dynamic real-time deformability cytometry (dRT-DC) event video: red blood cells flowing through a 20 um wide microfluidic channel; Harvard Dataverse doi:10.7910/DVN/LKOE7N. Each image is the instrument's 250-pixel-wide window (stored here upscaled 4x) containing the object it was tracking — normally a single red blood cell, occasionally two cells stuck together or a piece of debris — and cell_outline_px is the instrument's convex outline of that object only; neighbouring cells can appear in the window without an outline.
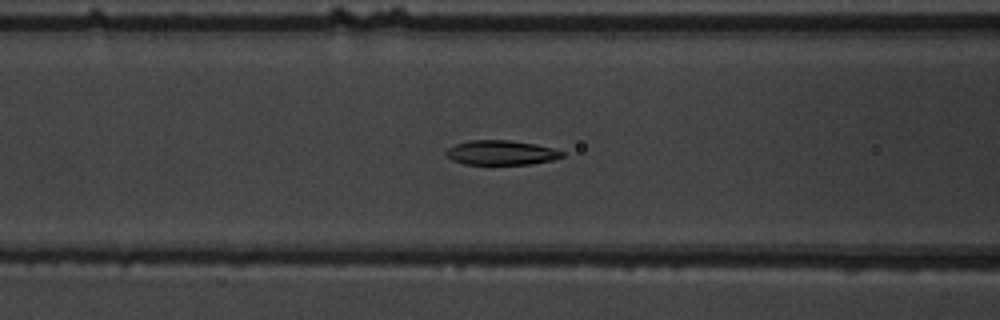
{"species": "common noctule bat (a hibernating species)", "species_latin": "Nyctalus noctula", "temperature_condition": "warm", "stored_images_in_passage": 57, "camera_frame_rate_fps": 3000, "um_per_image_px": 0.085, "animal": {"sex": "male", "body_mass_g": 19.5, "forearm_length_mm": 54.6}, "frame": {"image": 1, "passage_image": 25, "time_ms": 8.0, "image_size_px": [1000, 320], "cell_outline_px": [[564, 156], [552, 160], [528, 164], [464, 164], [452, 160], [444, 152], [448, 148], [456, 144], [468, 140], [508, 140], [536, 144], [552, 148], [564, 152]], "centroid_in_image_um": [42.58, 12.97], "position_along_channel_um": 124.0, "area_um2": 16.53}}
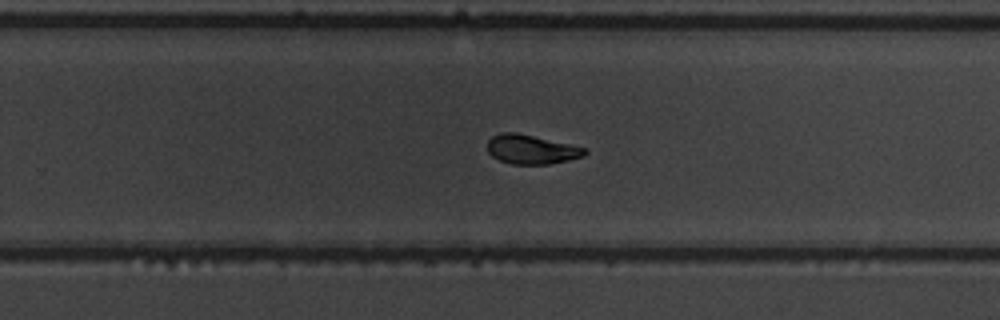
{"frame": {"image": 2, "passage_image": 38, "time_ms": 12.333, "image_size_px": [1000, 320], "cell_outline_px": [[588, 152], [584, 156], [568, 160], [548, 164], [512, 164], [500, 160], [492, 156], [488, 152], [488, 140], [492, 136], [500, 132], [516, 132], [568, 144], [584, 148]], "centroid_in_image_um": [45.13, 12.7], "position_along_channel_um": 284.7, "area_um2": 16.36}}
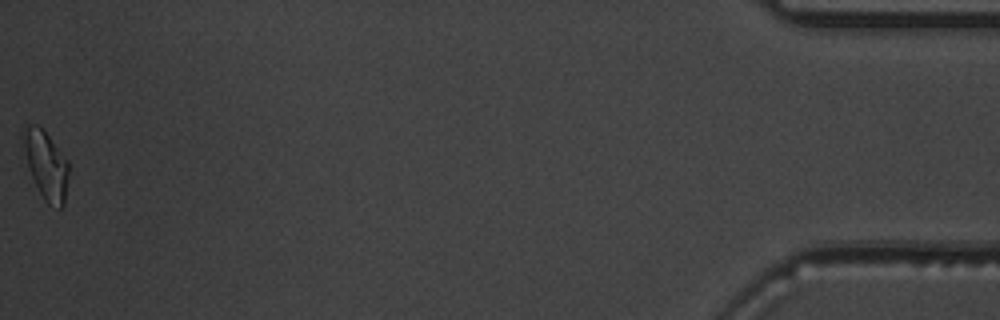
{"frame": {"image": 3, "passage_image": 57, "time_ms": 18.667, "image_size_px": [1000, 320], "cell_outline_px": [[68, 172], [64, 204], [60, 208], [48, 204], [44, 200], [28, 168], [20, 136], [20, 132], [24, 124], [36, 124], [48, 136], [68, 160]], "centroid_in_image_um": [3.86, 13.97], "position_along_channel_um": 431.3, "area_um2": 18.03}, "authors_computed_cell_mechanics": {"area_um2": 17.1666, "velocity_mm_per_s": 3.7214, "shape_relaxation_time_tau1_ms": 4.2813, "shape_relaxation_time_tau2_ms": 3.3935, "deformation_change_tau1": 0.171, "deformation_change_tau2": 0.0471}}